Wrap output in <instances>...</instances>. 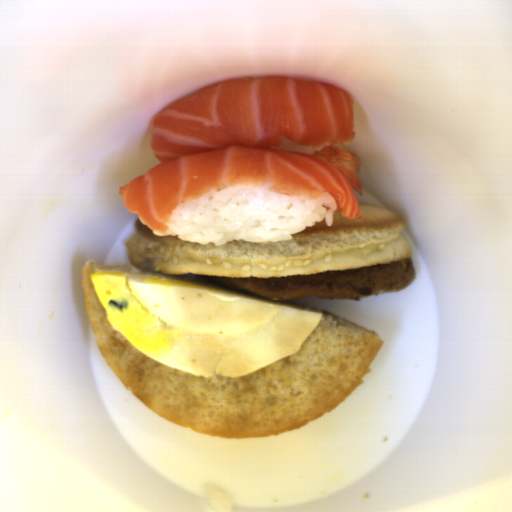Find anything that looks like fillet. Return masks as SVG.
I'll use <instances>...</instances> for the list:
<instances>
[{
    "mask_svg": "<svg viewBox=\"0 0 512 512\" xmlns=\"http://www.w3.org/2000/svg\"><path fill=\"white\" fill-rule=\"evenodd\" d=\"M353 97L328 82L252 75L216 82L160 112L150 126L159 159L119 190L127 210L166 232L192 199L232 186L315 199L332 196L340 213L362 216L346 177L325 158L272 147L349 144Z\"/></svg>",
    "mask_w": 512,
    "mask_h": 512,
    "instance_id": "1",
    "label": "fillet"
}]
</instances>
